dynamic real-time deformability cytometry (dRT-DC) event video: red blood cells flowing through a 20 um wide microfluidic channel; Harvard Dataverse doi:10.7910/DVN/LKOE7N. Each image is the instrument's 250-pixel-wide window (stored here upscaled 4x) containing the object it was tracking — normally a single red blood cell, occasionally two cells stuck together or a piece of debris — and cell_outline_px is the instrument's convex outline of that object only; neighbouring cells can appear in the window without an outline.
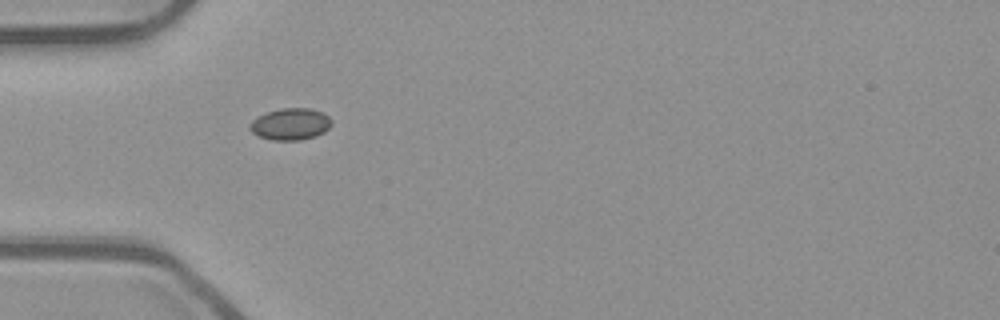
{"species": "common noctule bat (a hibernating species)", "species_latin": "Nyctalus noctula", "temperature_condition": "room temperature", "stored_images_in_passage": 37, "camera_frame_rate_fps": 3000, "um_per_image_px": 0.085, "animal": {"sex": "male", "body_mass_g": 23.1, "forearm_length_mm": 52.7}, "frame": {"image": 1, "passage_image": 1, "time_ms": 0.0, "image_size_px": [1000, 320], "cell_outline_px": [[332, 124], [324, 132], [316, 136], [300, 140], [272, 140], [260, 136], [252, 132], [248, 128], [248, 124], [252, 120], [268, 112], [280, 108], [312, 108], [328, 116], [332, 120]], "centroid_in_image_um": [24.69, 10.55], "position_along_channel_um": 60.3, "area_um2": 15.09}}
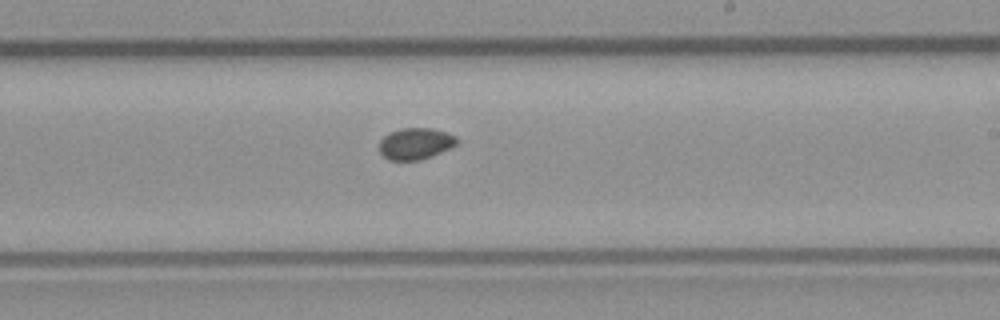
{"frame": {"image": 2, "passage_image": 16, "time_ms": 5.0, "image_size_px": [1000, 320], "cell_outline_px": [[460, 140], [456, 144], [432, 156], [420, 160], [388, 160], [380, 152], [380, 140], [384, 136], [400, 128], [432, 128], [456, 136]], "centroid_in_image_um": [35.32, 12.21], "position_along_channel_um": 253.7, "area_um2": 14.1}}
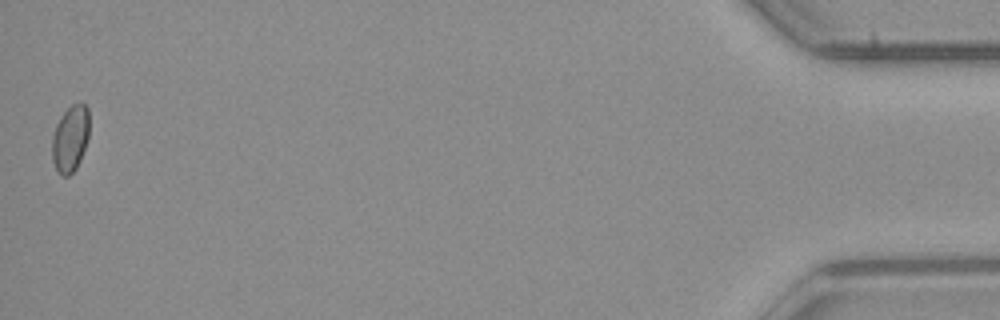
{"frame": {"image": 3, "passage_image": 37, "time_ms": 12.0, "image_size_px": [1000, 320], "cell_outline_px": [[88, 136], [80, 160], [76, 168], [68, 176], [60, 176], [56, 172], [52, 160], [52, 136], [56, 124], [60, 116], [72, 104], [80, 100], [88, 108]], "centroid_in_image_um": [5.95, 11.78], "position_along_channel_um": 429.3, "area_um2": 14.57}, "authors_computed_cell_mechanics": {"area_um2": 14.3922, "velocity_mm_per_s": 3.9105, "shape_relaxation_time_tau1_ms": null, "shape_relaxation_time_tau2_ms": 10.5524, "deformation_change_tau1": null, "deformation_change_tau2": 0.0723}}